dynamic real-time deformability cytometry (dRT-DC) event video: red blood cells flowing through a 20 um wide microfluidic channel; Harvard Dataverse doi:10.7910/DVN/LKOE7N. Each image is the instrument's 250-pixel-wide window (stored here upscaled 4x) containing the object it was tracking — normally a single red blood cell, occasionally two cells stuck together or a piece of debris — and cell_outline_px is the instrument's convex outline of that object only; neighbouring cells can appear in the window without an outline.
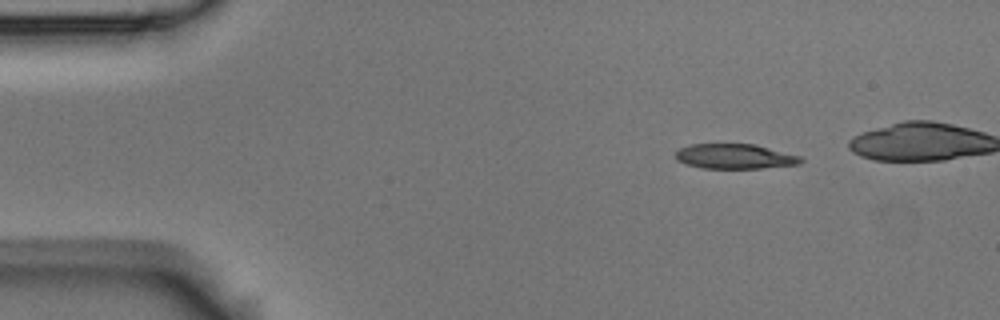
{"species": "Egyptian fruit bat (a non-hibernating species)", "species_latin": "Rousettus aegyptiacus", "temperature_condition": "room temperature", "stored_images_in_passage": 4, "camera_frame_rate_fps": 3000, "um_per_image_px": 0.085, "animal": {"sex": "male"}, "frame": {"image": 1, "passage_image": 1, "time_ms": 0.0, "image_size_px": [1000, 320], "cell_outline_px": [[804, 160], [800, 164], [760, 168], [700, 168], [676, 160], [676, 152], [680, 148], [692, 144], [756, 144], [800, 156]], "centroid_in_image_um": [62.48, 13.29], "position_along_channel_um": 22.5, "area_um2": 18.09}}